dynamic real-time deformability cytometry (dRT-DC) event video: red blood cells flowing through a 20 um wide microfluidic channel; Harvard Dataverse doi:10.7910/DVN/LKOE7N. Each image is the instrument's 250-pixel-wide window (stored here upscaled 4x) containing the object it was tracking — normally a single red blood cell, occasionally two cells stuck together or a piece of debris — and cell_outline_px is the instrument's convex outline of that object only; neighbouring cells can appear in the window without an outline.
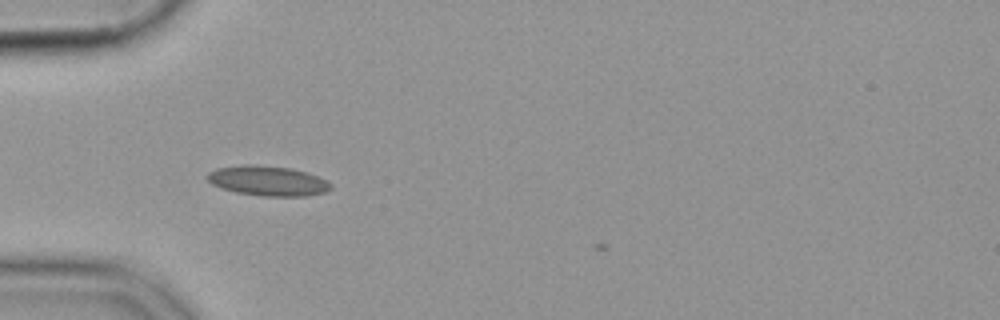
{"species": "common noctule bat (a hibernating species)", "species_latin": "Nyctalus noctula", "temperature_condition": "cold", "stored_images_in_passage": 4, "camera_frame_rate_fps": 3000, "um_per_image_px": 0.085, "animal": {"sex": "female", "body_mass_g": 19.9}, "frame": {"image": 1, "passage_image": 1, "time_ms": 0.0, "image_size_px": [1000, 320], "cell_outline_px": [[332, 188], [324, 192], [304, 196], [264, 196], [236, 192], [220, 188], [212, 184], [204, 176], [208, 172], [216, 168], [244, 164], [256, 164], [292, 168], [308, 172], [328, 180], [332, 184]], "centroid_in_image_um": [22.75, 15.35], "position_along_channel_um": 62.2, "area_um2": 21.85}}